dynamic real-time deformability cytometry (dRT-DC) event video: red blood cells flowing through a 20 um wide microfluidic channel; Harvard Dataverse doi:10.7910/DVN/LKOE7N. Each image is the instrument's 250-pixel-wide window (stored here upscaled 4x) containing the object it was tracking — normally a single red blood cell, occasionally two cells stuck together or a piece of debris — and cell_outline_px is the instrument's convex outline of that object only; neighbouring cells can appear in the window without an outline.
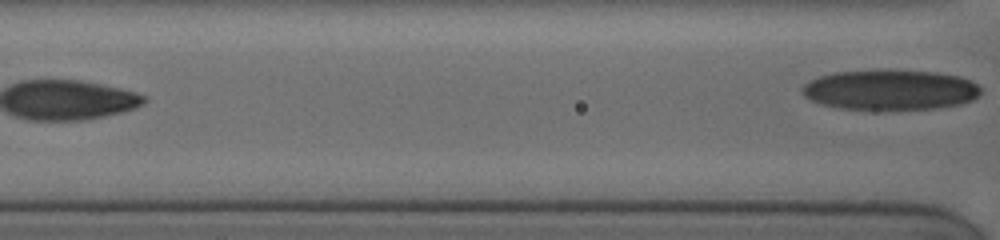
{"species": "human", "species_latin": "Homo sapiens", "temperature_condition": "cold", "stored_images_in_passage": 7, "segment_of_instrument_passage": [2, 2], "camera_frame_rate_fps": 3000, "um_per_image_px": 0.085, "donor": {"sex": "female"}, "frame": {"image": 1, "passage_image": 7, "time_ms": 4.0, "image_size_px": [1000, 240], "cell_outline_px": [[980, 92], [972, 100], [960, 104], [940, 108], [836, 108], [820, 104], [808, 100], [800, 92], [800, 88], [808, 80], [820, 76], [836, 72], [888, 68], [936, 72], [960, 76], [972, 80], [980, 88]], "centroid_in_image_um": [75.62, 7.6], "position_along_channel_um": 91.0, "area_um2": 42.31}}